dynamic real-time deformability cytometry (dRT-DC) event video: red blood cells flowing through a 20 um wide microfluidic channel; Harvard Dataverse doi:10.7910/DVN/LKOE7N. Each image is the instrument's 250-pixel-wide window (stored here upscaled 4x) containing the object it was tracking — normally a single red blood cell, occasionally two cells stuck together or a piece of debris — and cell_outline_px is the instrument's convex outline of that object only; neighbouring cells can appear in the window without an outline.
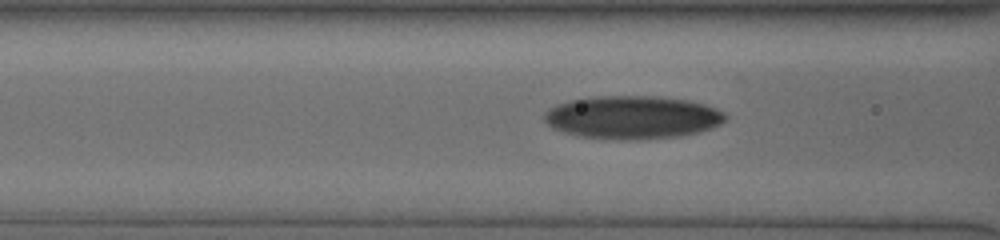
{"species": "human", "species_latin": "Homo sapiens", "temperature_condition": "cold", "stored_images_in_passage": 39, "camera_frame_rate_fps": 3000, "um_per_image_px": 0.085, "donor": {"sex": "male"}, "frame": {"image": 1, "passage_image": 17, "time_ms": 5.333, "image_size_px": [1000, 240], "cell_outline_px": [[728, 116], [720, 124], [700, 132], [680, 136], [628, 140], [620, 140], [576, 136], [552, 128], [544, 120], [544, 112], [548, 108], [556, 104], [568, 100], [596, 96], [660, 96], [688, 100], [704, 104], [716, 108], [724, 112]], "centroid_in_image_um": [53.73, 9.97], "position_along_channel_um": 112.9, "area_um2": 45.84}}
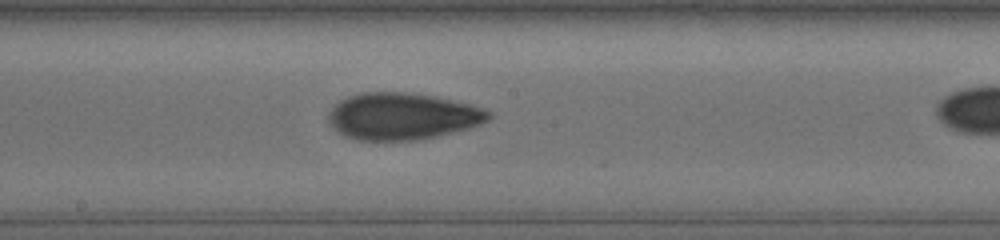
{"frame": {"image": 2, "passage_image": 25, "time_ms": 8.0, "image_size_px": [1000, 240], "cell_outline_px": [[492, 116], [488, 120], [480, 124], [468, 128], [420, 140], [356, 140], [344, 136], [336, 132], [328, 120], [328, 112], [340, 100], [348, 96], [360, 92], [404, 92], [436, 96], [484, 108], [492, 112]], "centroid_in_image_um": [34.18, 9.88], "position_along_channel_um": 214.0, "area_um2": 43.87}}
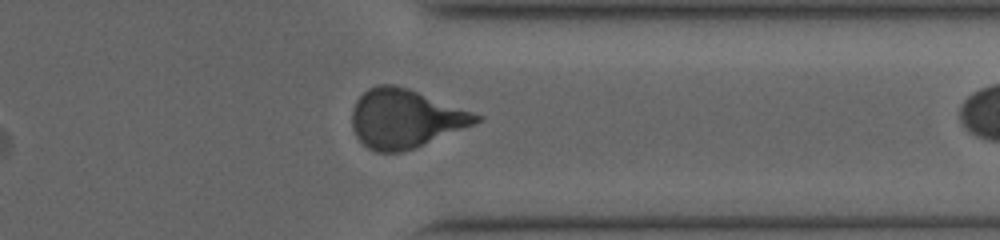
{"frame": {"image": 3, "passage_image": 38, "time_ms": 12.333, "image_size_px": [1000, 240], "cell_outline_px": [[484, 116], [480, 120], [472, 124], [416, 148], [400, 152], [376, 152], [368, 148], [356, 136], [352, 128], [352, 108], [356, 100], [368, 88], [380, 84], [392, 84], [408, 88]], "centroid_in_image_um": [34.4, 10.08], "position_along_channel_um": 377.0, "area_um2": 42.14}}